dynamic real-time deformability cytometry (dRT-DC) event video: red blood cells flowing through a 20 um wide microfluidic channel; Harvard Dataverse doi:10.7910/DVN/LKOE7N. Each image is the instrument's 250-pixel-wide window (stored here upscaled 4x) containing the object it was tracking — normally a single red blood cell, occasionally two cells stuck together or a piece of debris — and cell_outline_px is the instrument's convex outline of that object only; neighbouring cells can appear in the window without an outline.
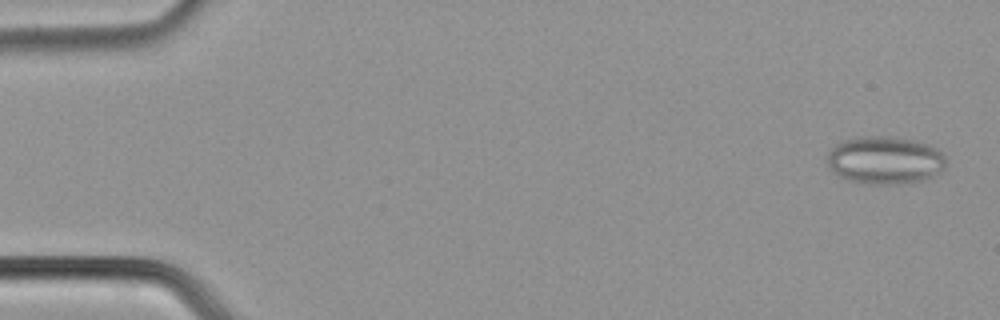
{"species": "common noctule bat (a hibernating species)", "species_latin": "Nyctalus noctula", "temperature_condition": "cold", "stored_images_in_passage": 10, "camera_frame_rate_fps": 3000, "um_per_image_px": 0.085, "animal": {"sex": "male", "body_mass_g": 21.5, "forearm_length_mm": 52.0}, "frame": {"image": 1, "passage_image": 2, "time_ms": 0.333, "image_size_px": [1000, 320], "cell_outline_px": [[948, 160], [944, 168], [932, 176], [924, 180], [908, 184], [872, 184], [844, 180], [832, 172], [828, 168], [824, 160], [828, 152], [836, 144], [844, 140], [868, 136], [888, 136], [912, 140], [928, 144], [944, 152]], "centroid_in_image_um": [75.2, 13.63], "position_along_channel_um": 9.8, "area_um2": 33.76}}